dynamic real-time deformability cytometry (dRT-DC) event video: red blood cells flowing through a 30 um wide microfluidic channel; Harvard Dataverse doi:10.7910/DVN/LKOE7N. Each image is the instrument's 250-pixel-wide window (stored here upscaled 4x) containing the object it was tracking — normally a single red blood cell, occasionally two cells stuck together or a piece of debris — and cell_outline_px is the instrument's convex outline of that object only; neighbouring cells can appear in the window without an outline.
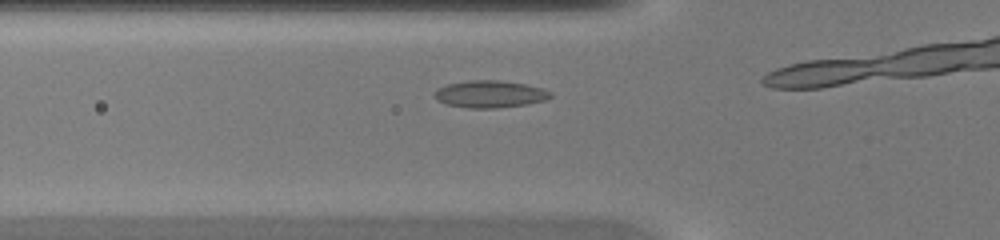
{"species": "common noctule bat (a hibernating species)", "species_latin": "Nyctalus noctula", "temperature_condition": "warm", "stored_images_in_passage": 7, "camera_frame_rate_fps": 3000, "um_per_image_px": 0.085, "animal": {"sex": "female", "body_mass_g": 20.0, "forearm_length_mm": 54.0}, "frame": {"image": 1, "passage_image": 5, "time_ms": 1.333, "image_size_px": [1000, 240], "cell_outline_px": [[552, 96], [544, 100], [528, 104], [496, 108], [468, 108], [444, 104], [436, 100], [436, 92], [440, 88], [448, 84], [468, 80], [500, 80], [524, 84], [544, 88], [552, 92]], "centroid_in_image_um": [41.67, 8.0], "position_along_channel_um": 84.1, "area_um2": 18.32}}